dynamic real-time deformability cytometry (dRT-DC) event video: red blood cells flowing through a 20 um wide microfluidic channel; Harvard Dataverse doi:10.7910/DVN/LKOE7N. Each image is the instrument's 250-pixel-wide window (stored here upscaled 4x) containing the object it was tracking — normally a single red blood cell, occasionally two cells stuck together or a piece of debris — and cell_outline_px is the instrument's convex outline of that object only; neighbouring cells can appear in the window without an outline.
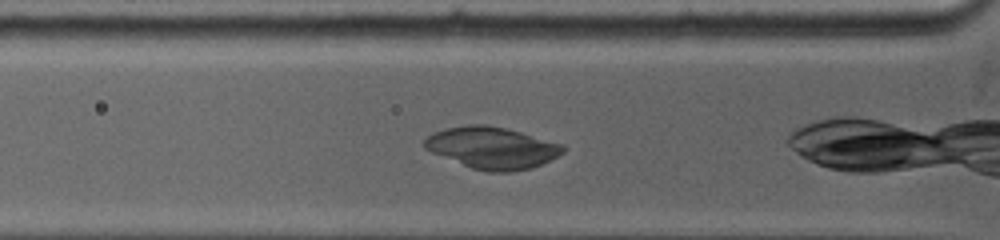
{"species": "common noctule bat (a hibernating species)", "species_latin": "Nyctalus noctula", "temperature_condition": "warm", "stored_images_in_passage": 31, "camera_frame_rate_fps": 5000, "um_per_image_px": 0.085, "animal": {"sex": "female", "body_mass_g": 19.0, "forearm_length_mm": 53.3}, "frame": {"image": 1, "passage_image": 3, "time_ms": 1.0, "image_size_px": [1000, 240], "cell_outline_px": [[564, 152], [540, 164], [528, 168], [512, 172], [488, 172], [472, 168], [432, 152], [424, 148], [420, 144], [432, 132], [444, 128], [468, 124], [488, 124], [520, 132], [564, 144]], "centroid_in_image_um": [41.78, 12.55], "position_along_channel_um": 84.0, "area_um2": 33.58}}